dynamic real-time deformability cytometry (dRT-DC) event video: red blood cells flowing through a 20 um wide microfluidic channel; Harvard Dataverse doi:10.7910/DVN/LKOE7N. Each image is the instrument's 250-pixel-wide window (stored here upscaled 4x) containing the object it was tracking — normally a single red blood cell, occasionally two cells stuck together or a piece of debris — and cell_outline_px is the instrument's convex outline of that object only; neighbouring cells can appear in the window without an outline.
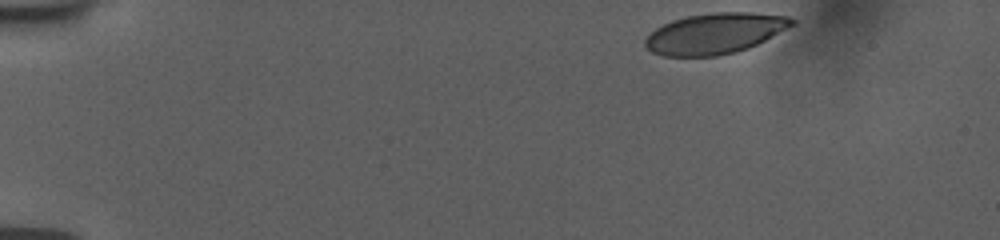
{"species": "human", "species_latin": "Homo sapiens", "temperature_condition": "room temperature", "stored_images_in_passage": 35, "camera_frame_rate_fps": 3000, "um_per_image_px": 0.085, "donor": {"sex": "female"}, "frame": {"image": 1, "passage_image": 1, "time_ms": 0.0, "image_size_px": [1000, 240], "cell_outline_px": [[796, 24], [748, 48], [736, 52], [716, 56], [664, 56], [652, 52], [644, 44], [644, 40], [656, 28], [672, 20], [688, 16], [712, 12], [752, 12], [788, 16], [796, 20]], "centroid_in_image_um": [60.79, 2.83], "position_along_channel_um": 24.2, "area_um2": 34.74}}
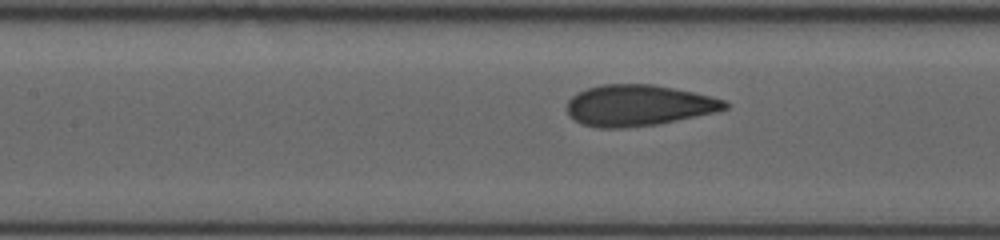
{"frame": {"image": 2, "passage_image": 20, "time_ms": 6.333, "image_size_px": [1000, 240], "cell_outline_px": [[728, 108], [716, 112], [660, 124], [624, 128], [600, 128], [580, 124], [568, 116], [568, 100], [576, 92], [588, 88], [604, 84], [652, 84], [712, 96], [724, 100], [728, 104]], "centroid_in_image_um": [54.25, 8.97], "position_along_channel_um": 153.1, "area_um2": 37.97}}
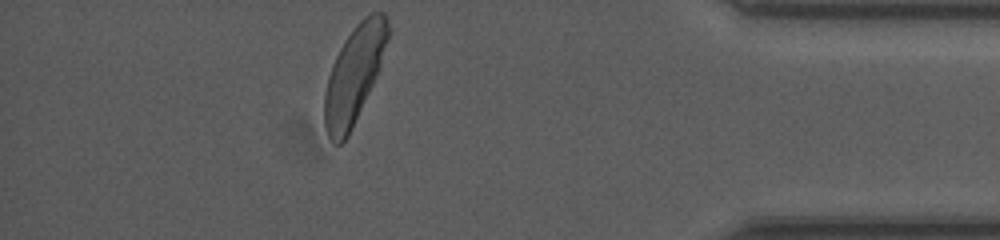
{"frame": {"image": 3, "passage_image": 35, "time_ms": 11.333, "image_size_px": [1000, 240], "cell_outline_px": [[388, 40], [380, 68], [352, 128], [348, 136], [340, 144], [332, 144], [328, 136], [324, 124], [324, 92], [328, 76], [332, 64], [344, 40], [356, 24], [364, 16], [372, 12], [384, 12], [388, 20]], "centroid_in_image_um": [30.09, 6.34], "position_along_channel_um": 405.1, "area_um2": 35.78}, "authors_computed_cell_mechanics": {"area_um2": 36.992, "velocity_mm_per_s": 3.8123, "shape_relaxation_time_tau1_ms": 2.314, "shape_relaxation_time_tau2_ms": null, "deformation_change_tau1": 0.1592, "deformation_change_tau2": null}}